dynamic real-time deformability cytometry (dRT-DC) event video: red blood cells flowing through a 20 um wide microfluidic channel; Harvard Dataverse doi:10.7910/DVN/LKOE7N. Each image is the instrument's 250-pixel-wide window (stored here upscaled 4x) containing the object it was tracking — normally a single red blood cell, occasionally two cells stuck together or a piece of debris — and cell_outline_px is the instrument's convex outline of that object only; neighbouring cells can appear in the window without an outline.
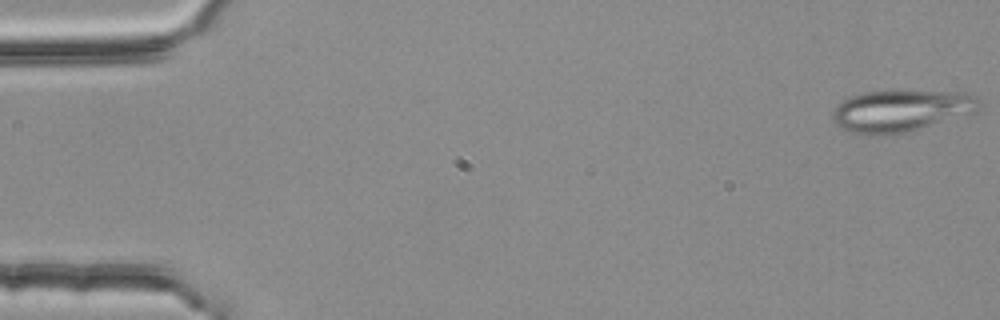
{"species": "common noctule bat (a hibernating species)", "species_latin": "Nyctalus noctula", "temperature_condition": "room temperature", "stored_images_in_passage": 5, "camera_frame_rate_fps": 3000, "um_per_image_px": 0.085, "animal": {"sex": "female", "body_mass_g": 25.1}, "frame": {"image": 1, "passage_image": 1, "time_ms": 0.0, "image_size_px": [1000, 320], "cell_outline_px": [[984, 108], [976, 112], [920, 128], [904, 132], [884, 136], [872, 136], [852, 132], [836, 124], [832, 120], [832, 112], [844, 100], [852, 96], [864, 92], [964, 92], [980, 100], [984, 104]], "centroid_in_image_um": [76.63, 9.44], "position_along_channel_um": 8.4, "area_um2": 35.26}}